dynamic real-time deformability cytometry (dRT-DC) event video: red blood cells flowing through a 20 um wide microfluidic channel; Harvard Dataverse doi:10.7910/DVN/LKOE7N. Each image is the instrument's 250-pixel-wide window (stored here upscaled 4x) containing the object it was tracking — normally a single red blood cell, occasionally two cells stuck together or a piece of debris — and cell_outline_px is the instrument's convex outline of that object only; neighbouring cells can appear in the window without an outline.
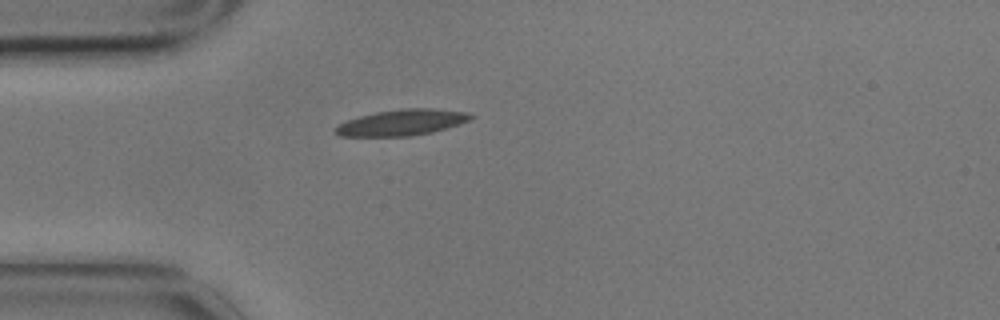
{"species": "common noctule bat (a hibernating species)", "species_latin": "Nyctalus noctula", "temperature_condition": "cold", "stored_images_in_passage": 1, "camera_frame_rate_fps": 3000, "um_per_image_px": 0.085, "animal": {"sex": "male", "body_mass_g": 17.9}, "frame": {"image": 1, "passage_image": 1, "time_ms": 0.0, "image_size_px": [1000, 320], "cell_outline_px": [[476, 116], [460, 124], [432, 132], [412, 136], [340, 136], [336, 132], [336, 128], [340, 124], [348, 120], [360, 116], [376, 112], [400, 108], [432, 108], [464, 112]], "centroid_in_image_um": [34.19, 10.41], "position_along_channel_um": 50.8, "area_um2": 20.29}}